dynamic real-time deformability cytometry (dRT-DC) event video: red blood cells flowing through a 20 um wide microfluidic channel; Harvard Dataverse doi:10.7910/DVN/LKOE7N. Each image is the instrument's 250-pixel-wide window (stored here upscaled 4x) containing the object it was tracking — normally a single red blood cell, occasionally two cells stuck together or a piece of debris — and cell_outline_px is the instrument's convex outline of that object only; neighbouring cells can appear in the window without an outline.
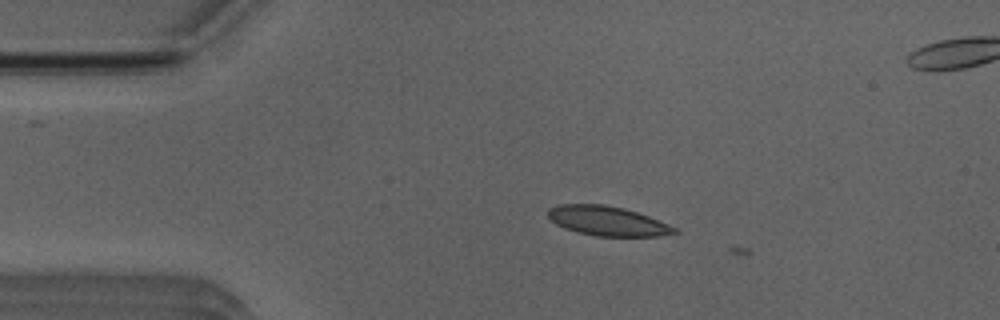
{"species": "Egyptian fruit bat (a non-hibernating species)", "species_latin": "Rousettus aegyptiacus", "temperature_condition": "room temperature", "stored_images_in_passage": 6, "camera_frame_rate_fps": 3000, "um_per_image_px": 0.085, "animal": {"sex": "male"}, "frame": {"image": 1, "passage_image": 5, "time_ms": 1.333, "image_size_px": [1000, 320], "cell_outline_px": [[680, 232], [656, 236], [596, 236], [576, 232], [564, 228], [556, 224], [548, 216], [548, 208], [560, 204], [604, 204], [624, 208], [648, 216], [668, 224], [676, 228]], "centroid_in_image_um": [51.61, 18.78], "position_along_channel_um": 33.4, "area_um2": 21.68}}